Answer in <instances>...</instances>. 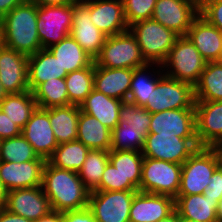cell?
Wrapping results in <instances>:
<instances>
[{"instance_id": "obj_39", "label": "cell", "mask_w": 222, "mask_h": 222, "mask_svg": "<svg viewBox=\"0 0 222 222\" xmlns=\"http://www.w3.org/2000/svg\"><path fill=\"white\" fill-rule=\"evenodd\" d=\"M151 67L150 63L145 66L133 69V76L131 80L130 92L128 101L135 103L138 106H144L147 103V99L150 98L152 91L155 89L159 80L165 75L160 74L157 71L158 78H150V76L146 77V70L148 67ZM160 74V75H159ZM162 75V76H161Z\"/></svg>"}, {"instance_id": "obj_58", "label": "cell", "mask_w": 222, "mask_h": 222, "mask_svg": "<svg viewBox=\"0 0 222 222\" xmlns=\"http://www.w3.org/2000/svg\"><path fill=\"white\" fill-rule=\"evenodd\" d=\"M198 4H201L204 0H195Z\"/></svg>"}, {"instance_id": "obj_11", "label": "cell", "mask_w": 222, "mask_h": 222, "mask_svg": "<svg viewBox=\"0 0 222 222\" xmlns=\"http://www.w3.org/2000/svg\"><path fill=\"white\" fill-rule=\"evenodd\" d=\"M199 147L197 139L148 133L142 155L182 165Z\"/></svg>"}, {"instance_id": "obj_27", "label": "cell", "mask_w": 222, "mask_h": 222, "mask_svg": "<svg viewBox=\"0 0 222 222\" xmlns=\"http://www.w3.org/2000/svg\"><path fill=\"white\" fill-rule=\"evenodd\" d=\"M78 105H66L49 108V120L58 144L77 140Z\"/></svg>"}, {"instance_id": "obj_34", "label": "cell", "mask_w": 222, "mask_h": 222, "mask_svg": "<svg viewBox=\"0 0 222 222\" xmlns=\"http://www.w3.org/2000/svg\"><path fill=\"white\" fill-rule=\"evenodd\" d=\"M143 160L142 151H109V162L118 169L125 179H129L139 191Z\"/></svg>"}, {"instance_id": "obj_35", "label": "cell", "mask_w": 222, "mask_h": 222, "mask_svg": "<svg viewBox=\"0 0 222 222\" xmlns=\"http://www.w3.org/2000/svg\"><path fill=\"white\" fill-rule=\"evenodd\" d=\"M65 82L69 102L80 106L94 89V62L89 67L68 73Z\"/></svg>"}, {"instance_id": "obj_56", "label": "cell", "mask_w": 222, "mask_h": 222, "mask_svg": "<svg viewBox=\"0 0 222 222\" xmlns=\"http://www.w3.org/2000/svg\"><path fill=\"white\" fill-rule=\"evenodd\" d=\"M220 65H222V45H221V48H220V51H219V54H218V57L217 59L214 61Z\"/></svg>"}, {"instance_id": "obj_28", "label": "cell", "mask_w": 222, "mask_h": 222, "mask_svg": "<svg viewBox=\"0 0 222 222\" xmlns=\"http://www.w3.org/2000/svg\"><path fill=\"white\" fill-rule=\"evenodd\" d=\"M111 130L95 117L80 111L78 119L77 140L90 150L110 151Z\"/></svg>"}, {"instance_id": "obj_10", "label": "cell", "mask_w": 222, "mask_h": 222, "mask_svg": "<svg viewBox=\"0 0 222 222\" xmlns=\"http://www.w3.org/2000/svg\"><path fill=\"white\" fill-rule=\"evenodd\" d=\"M138 191H91L88 208L98 222H130L131 203Z\"/></svg>"}, {"instance_id": "obj_42", "label": "cell", "mask_w": 222, "mask_h": 222, "mask_svg": "<svg viewBox=\"0 0 222 222\" xmlns=\"http://www.w3.org/2000/svg\"><path fill=\"white\" fill-rule=\"evenodd\" d=\"M124 16L128 26L146 19H151L157 0H122Z\"/></svg>"}, {"instance_id": "obj_19", "label": "cell", "mask_w": 222, "mask_h": 222, "mask_svg": "<svg viewBox=\"0 0 222 222\" xmlns=\"http://www.w3.org/2000/svg\"><path fill=\"white\" fill-rule=\"evenodd\" d=\"M45 163L46 160H30L23 163L0 161V182L6 192L42 186Z\"/></svg>"}, {"instance_id": "obj_52", "label": "cell", "mask_w": 222, "mask_h": 222, "mask_svg": "<svg viewBox=\"0 0 222 222\" xmlns=\"http://www.w3.org/2000/svg\"><path fill=\"white\" fill-rule=\"evenodd\" d=\"M158 222H181V217L176 211L170 214L168 217L159 220Z\"/></svg>"}, {"instance_id": "obj_43", "label": "cell", "mask_w": 222, "mask_h": 222, "mask_svg": "<svg viewBox=\"0 0 222 222\" xmlns=\"http://www.w3.org/2000/svg\"><path fill=\"white\" fill-rule=\"evenodd\" d=\"M199 14L222 32V0H204Z\"/></svg>"}, {"instance_id": "obj_49", "label": "cell", "mask_w": 222, "mask_h": 222, "mask_svg": "<svg viewBox=\"0 0 222 222\" xmlns=\"http://www.w3.org/2000/svg\"><path fill=\"white\" fill-rule=\"evenodd\" d=\"M33 222H63V212L51 210L47 215Z\"/></svg>"}, {"instance_id": "obj_6", "label": "cell", "mask_w": 222, "mask_h": 222, "mask_svg": "<svg viewBox=\"0 0 222 222\" xmlns=\"http://www.w3.org/2000/svg\"><path fill=\"white\" fill-rule=\"evenodd\" d=\"M218 168L217 157L211 147H199L183 164L177 195L203 194Z\"/></svg>"}, {"instance_id": "obj_22", "label": "cell", "mask_w": 222, "mask_h": 222, "mask_svg": "<svg viewBox=\"0 0 222 222\" xmlns=\"http://www.w3.org/2000/svg\"><path fill=\"white\" fill-rule=\"evenodd\" d=\"M132 76L133 69L99 67L94 62V89L106 96L127 101Z\"/></svg>"}, {"instance_id": "obj_46", "label": "cell", "mask_w": 222, "mask_h": 222, "mask_svg": "<svg viewBox=\"0 0 222 222\" xmlns=\"http://www.w3.org/2000/svg\"><path fill=\"white\" fill-rule=\"evenodd\" d=\"M63 222H98L88 207L63 212Z\"/></svg>"}, {"instance_id": "obj_30", "label": "cell", "mask_w": 222, "mask_h": 222, "mask_svg": "<svg viewBox=\"0 0 222 222\" xmlns=\"http://www.w3.org/2000/svg\"><path fill=\"white\" fill-rule=\"evenodd\" d=\"M36 108L37 103L30 90L18 94H7L0 103V110L21 129L25 127Z\"/></svg>"}, {"instance_id": "obj_21", "label": "cell", "mask_w": 222, "mask_h": 222, "mask_svg": "<svg viewBox=\"0 0 222 222\" xmlns=\"http://www.w3.org/2000/svg\"><path fill=\"white\" fill-rule=\"evenodd\" d=\"M90 19L106 36L129 30L122 0H90Z\"/></svg>"}, {"instance_id": "obj_4", "label": "cell", "mask_w": 222, "mask_h": 222, "mask_svg": "<svg viewBox=\"0 0 222 222\" xmlns=\"http://www.w3.org/2000/svg\"><path fill=\"white\" fill-rule=\"evenodd\" d=\"M207 61L200 55L187 36H178L166 60L160 68L168 70L164 74L193 87L197 84ZM172 67V68H171Z\"/></svg>"}, {"instance_id": "obj_36", "label": "cell", "mask_w": 222, "mask_h": 222, "mask_svg": "<svg viewBox=\"0 0 222 222\" xmlns=\"http://www.w3.org/2000/svg\"><path fill=\"white\" fill-rule=\"evenodd\" d=\"M148 133L145 128L131 127L127 122L119 121L111 132L110 150L142 151Z\"/></svg>"}, {"instance_id": "obj_7", "label": "cell", "mask_w": 222, "mask_h": 222, "mask_svg": "<svg viewBox=\"0 0 222 222\" xmlns=\"http://www.w3.org/2000/svg\"><path fill=\"white\" fill-rule=\"evenodd\" d=\"M182 165L144 157L140 191L177 197Z\"/></svg>"}, {"instance_id": "obj_44", "label": "cell", "mask_w": 222, "mask_h": 222, "mask_svg": "<svg viewBox=\"0 0 222 222\" xmlns=\"http://www.w3.org/2000/svg\"><path fill=\"white\" fill-rule=\"evenodd\" d=\"M205 197L222 200V170L218 167L212 174L211 181L203 192Z\"/></svg>"}, {"instance_id": "obj_1", "label": "cell", "mask_w": 222, "mask_h": 222, "mask_svg": "<svg viewBox=\"0 0 222 222\" xmlns=\"http://www.w3.org/2000/svg\"><path fill=\"white\" fill-rule=\"evenodd\" d=\"M42 188L52 210L65 212L88 207L90 191L84 186L78 172L54 167L46 161Z\"/></svg>"}, {"instance_id": "obj_5", "label": "cell", "mask_w": 222, "mask_h": 222, "mask_svg": "<svg viewBox=\"0 0 222 222\" xmlns=\"http://www.w3.org/2000/svg\"><path fill=\"white\" fill-rule=\"evenodd\" d=\"M94 62L99 67L128 69H135L148 64L130 30L107 36L101 52L94 59Z\"/></svg>"}, {"instance_id": "obj_50", "label": "cell", "mask_w": 222, "mask_h": 222, "mask_svg": "<svg viewBox=\"0 0 222 222\" xmlns=\"http://www.w3.org/2000/svg\"><path fill=\"white\" fill-rule=\"evenodd\" d=\"M36 3L38 6H51V5H71L79 0H29Z\"/></svg>"}, {"instance_id": "obj_25", "label": "cell", "mask_w": 222, "mask_h": 222, "mask_svg": "<svg viewBox=\"0 0 222 222\" xmlns=\"http://www.w3.org/2000/svg\"><path fill=\"white\" fill-rule=\"evenodd\" d=\"M123 101L104 95L93 89L80 104V110L97 120L111 131L118 125L119 109Z\"/></svg>"}, {"instance_id": "obj_57", "label": "cell", "mask_w": 222, "mask_h": 222, "mask_svg": "<svg viewBox=\"0 0 222 222\" xmlns=\"http://www.w3.org/2000/svg\"><path fill=\"white\" fill-rule=\"evenodd\" d=\"M181 222H197V221L181 217Z\"/></svg>"}, {"instance_id": "obj_24", "label": "cell", "mask_w": 222, "mask_h": 222, "mask_svg": "<svg viewBox=\"0 0 222 222\" xmlns=\"http://www.w3.org/2000/svg\"><path fill=\"white\" fill-rule=\"evenodd\" d=\"M57 58L45 48L28 56V87L33 92L40 84L53 78H65Z\"/></svg>"}, {"instance_id": "obj_48", "label": "cell", "mask_w": 222, "mask_h": 222, "mask_svg": "<svg viewBox=\"0 0 222 222\" xmlns=\"http://www.w3.org/2000/svg\"><path fill=\"white\" fill-rule=\"evenodd\" d=\"M28 0H0V20L14 7L25 3Z\"/></svg>"}, {"instance_id": "obj_45", "label": "cell", "mask_w": 222, "mask_h": 222, "mask_svg": "<svg viewBox=\"0 0 222 222\" xmlns=\"http://www.w3.org/2000/svg\"><path fill=\"white\" fill-rule=\"evenodd\" d=\"M21 128L0 110V140L21 135Z\"/></svg>"}, {"instance_id": "obj_2", "label": "cell", "mask_w": 222, "mask_h": 222, "mask_svg": "<svg viewBox=\"0 0 222 222\" xmlns=\"http://www.w3.org/2000/svg\"><path fill=\"white\" fill-rule=\"evenodd\" d=\"M37 4L26 1L0 20V42L27 56L41 50L37 32Z\"/></svg>"}, {"instance_id": "obj_12", "label": "cell", "mask_w": 222, "mask_h": 222, "mask_svg": "<svg viewBox=\"0 0 222 222\" xmlns=\"http://www.w3.org/2000/svg\"><path fill=\"white\" fill-rule=\"evenodd\" d=\"M198 15L199 4L195 0H157L152 19L178 36H186Z\"/></svg>"}, {"instance_id": "obj_14", "label": "cell", "mask_w": 222, "mask_h": 222, "mask_svg": "<svg viewBox=\"0 0 222 222\" xmlns=\"http://www.w3.org/2000/svg\"><path fill=\"white\" fill-rule=\"evenodd\" d=\"M0 81L7 94L29 91L28 56L0 42Z\"/></svg>"}, {"instance_id": "obj_51", "label": "cell", "mask_w": 222, "mask_h": 222, "mask_svg": "<svg viewBox=\"0 0 222 222\" xmlns=\"http://www.w3.org/2000/svg\"><path fill=\"white\" fill-rule=\"evenodd\" d=\"M211 148L217 157L218 167L222 170V142L211 146Z\"/></svg>"}, {"instance_id": "obj_40", "label": "cell", "mask_w": 222, "mask_h": 222, "mask_svg": "<svg viewBox=\"0 0 222 222\" xmlns=\"http://www.w3.org/2000/svg\"><path fill=\"white\" fill-rule=\"evenodd\" d=\"M119 120L127 122L131 127L145 128L149 132L151 113L135 103L123 101L119 109Z\"/></svg>"}, {"instance_id": "obj_54", "label": "cell", "mask_w": 222, "mask_h": 222, "mask_svg": "<svg viewBox=\"0 0 222 222\" xmlns=\"http://www.w3.org/2000/svg\"><path fill=\"white\" fill-rule=\"evenodd\" d=\"M216 215H217V222H222V200L217 205Z\"/></svg>"}, {"instance_id": "obj_29", "label": "cell", "mask_w": 222, "mask_h": 222, "mask_svg": "<svg viewBox=\"0 0 222 222\" xmlns=\"http://www.w3.org/2000/svg\"><path fill=\"white\" fill-rule=\"evenodd\" d=\"M47 49L57 58L62 71L67 73L89 67L94 62L70 35Z\"/></svg>"}, {"instance_id": "obj_41", "label": "cell", "mask_w": 222, "mask_h": 222, "mask_svg": "<svg viewBox=\"0 0 222 222\" xmlns=\"http://www.w3.org/2000/svg\"><path fill=\"white\" fill-rule=\"evenodd\" d=\"M138 188L115 168L110 162L105 166L100 185L94 191H127Z\"/></svg>"}, {"instance_id": "obj_38", "label": "cell", "mask_w": 222, "mask_h": 222, "mask_svg": "<svg viewBox=\"0 0 222 222\" xmlns=\"http://www.w3.org/2000/svg\"><path fill=\"white\" fill-rule=\"evenodd\" d=\"M30 160H45L39 157L32 145L20 136L0 140V161L23 163Z\"/></svg>"}, {"instance_id": "obj_17", "label": "cell", "mask_w": 222, "mask_h": 222, "mask_svg": "<svg viewBox=\"0 0 222 222\" xmlns=\"http://www.w3.org/2000/svg\"><path fill=\"white\" fill-rule=\"evenodd\" d=\"M21 134L32 145L34 152L46 161L58 147L49 120V108H36Z\"/></svg>"}, {"instance_id": "obj_20", "label": "cell", "mask_w": 222, "mask_h": 222, "mask_svg": "<svg viewBox=\"0 0 222 222\" xmlns=\"http://www.w3.org/2000/svg\"><path fill=\"white\" fill-rule=\"evenodd\" d=\"M175 211V198L138 191L130 207V222H158Z\"/></svg>"}, {"instance_id": "obj_9", "label": "cell", "mask_w": 222, "mask_h": 222, "mask_svg": "<svg viewBox=\"0 0 222 222\" xmlns=\"http://www.w3.org/2000/svg\"><path fill=\"white\" fill-rule=\"evenodd\" d=\"M37 32L42 48L58 44L69 36L73 21L71 5H37Z\"/></svg>"}, {"instance_id": "obj_23", "label": "cell", "mask_w": 222, "mask_h": 222, "mask_svg": "<svg viewBox=\"0 0 222 222\" xmlns=\"http://www.w3.org/2000/svg\"><path fill=\"white\" fill-rule=\"evenodd\" d=\"M186 36L207 62H214L222 45V32L200 14L193 20Z\"/></svg>"}, {"instance_id": "obj_32", "label": "cell", "mask_w": 222, "mask_h": 222, "mask_svg": "<svg viewBox=\"0 0 222 222\" xmlns=\"http://www.w3.org/2000/svg\"><path fill=\"white\" fill-rule=\"evenodd\" d=\"M90 149L82 142L75 140L59 144L47 160L52 166L78 172Z\"/></svg>"}, {"instance_id": "obj_13", "label": "cell", "mask_w": 222, "mask_h": 222, "mask_svg": "<svg viewBox=\"0 0 222 222\" xmlns=\"http://www.w3.org/2000/svg\"><path fill=\"white\" fill-rule=\"evenodd\" d=\"M69 35L93 59L100 54L107 36L91 22L90 0H79L73 4V21Z\"/></svg>"}, {"instance_id": "obj_15", "label": "cell", "mask_w": 222, "mask_h": 222, "mask_svg": "<svg viewBox=\"0 0 222 222\" xmlns=\"http://www.w3.org/2000/svg\"><path fill=\"white\" fill-rule=\"evenodd\" d=\"M4 208L32 221L38 220L52 210L42 186L7 192Z\"/></svg>"}, {"instance_id": "obj_3", "label": "cell", "mask_w": 222, "mask_h": 222, "mask_svg": "<svg viewBox=\"0 0 222 222\" xmlns=\"http://www.w3.org/2000/svg\"><path fill=\"white\" fill-rule=\"evenodd\" d=\"M129 30L136 38L145 61L159 67L166 60L178 37L172 30L152 18L132 24Z\"/></svg>"}, {"instance_id": "obj_16", "label": "cell", "mask_w": 222, "mask_h": 222, "mask_svg": "<svg viewBox=\"0 0 222 222\" xmlns=\"http://www.w3.org/2000/svg\"><path fill=\"white\" fill-rule=\"evenodd\" d=\"M149 133L197 139L195 109H174L152 113Z\"/></svg>"}, {"instance_id": "obj_33", "label": "cell", "mask_w": 222, "mask_h": 222, "mask_svg": "<svg viewBox=\"0 0 222 222\" xmlns=\"http://www.w3.org/2000/svg\"><path fill=\"white\" fill-rule=\"evenodd\" d=\"M34 98L38 108L70 105L65 78H53L40 84L34 91Z\"/></svg>"}, {"instance_id": "obj_53", "label": "cell", "mask_w": 222, "mask_h": 222, "mask_svg": "<svg viewBox=\"0 0 222 222\" xmlns=\"http://www.w3.org/2000/svg\"><path fill=\"white\" fill-rule=\"evenodd\" d=\"M6 193H7L6 190L4 189V187L2 186L0 182V209L5 206Z\"/></svg>"}, {"instance_id": "obj_18", "label": "cell", "mask_w": 222, "mask_h": 222, "mask_svg": "<svg viewBox=\"0 0 222 222\" xmlns=\"http://www.w3.org/2000/svg\"><path fill=\"white\" fill-rule=\"evenodd\" d=\"M195 123L200 147L222 142V101H195Z\"/></svg>"}, {"instance_id": "obj_55", "label": "cell", "mask_w": 222, "mask_h": 222, "mask_svg": "<svg viewBox=\"0 0 222 222\" xmlns=\"http://www.w3.org/2000/svg\"><path fill=\"white\" fill-rule=\"evenodd\" d=\"M6 95H7V92L5 91V89L2 86V83L0 81V103L6 97Z\"/></svg>"}, {"instance_id": "obj_8", "label": "cell", "mask_w": 222, "mask_h": 222, "mask_svg": "<svg viewBox=\"0 0 222 222\" xmlns=\"http://www.w3.org/2000/svg\"><path fill=\"white\" fill-rule=\"evenodd\" d=\"M143 107L151 114L174 109H195L194 87L164 75Z\"/></svg>"}, {"instance_id": "obj_31", "label": "cell", "mask_w": 222, "mask_h": 222, "mask_svg": "<svg viewBox=\"0 0 222 222\" xmlns=\"http://www.w3.org/2000/svg\"><path fill=\"white\" fill-rule=\"evenodd\" d=\"M195 101H222V65L207 62L194 86Z\"/></svg>"}, {"instance_id": "obj_37", "label": "cell", "mask_w": 222, "mask_h": 222, "mask_svg": "<svg viewBox=\"0 0 222 222\" xmlns=\"http://www.w3.org/2000/svg\"><path fill=\"white\" fill-rule=\"evenodd\" d=\"M108 162L109 151L93 149L87 154L82 168L78 171V175L90 192L100 185L105 166Z\"/></svg>"}, {"instance_id": "obj_26", "label": "cell", "mask_w": 222, "mask_h": 222, "mask_svg": "<svg viewBox=\"0 0 222 222\" xmlns=\"http://www.w3.org/2000/svg\"><path fill=\"white\" fill-rule=\"evenodd\" d=\"M216 199L205 197L203 194L177 195L175 198V211L182 218L197 222H217Z\"/></svg>"}, {"instance_id": "obj_47", "label": "cell", "mask_w": 222, "mask_h": 222, "mask_svg": "<svg viewBox=\"0 0 222 222\" xmlns=\"http://www.w3.org/2000/svg\"><path fill=\"white\" fill-rule=\"evenodd\" d=\"M0 222H33L25 217L11 213L4 207L0 209Z\"/></svg>"}]
</instances>
